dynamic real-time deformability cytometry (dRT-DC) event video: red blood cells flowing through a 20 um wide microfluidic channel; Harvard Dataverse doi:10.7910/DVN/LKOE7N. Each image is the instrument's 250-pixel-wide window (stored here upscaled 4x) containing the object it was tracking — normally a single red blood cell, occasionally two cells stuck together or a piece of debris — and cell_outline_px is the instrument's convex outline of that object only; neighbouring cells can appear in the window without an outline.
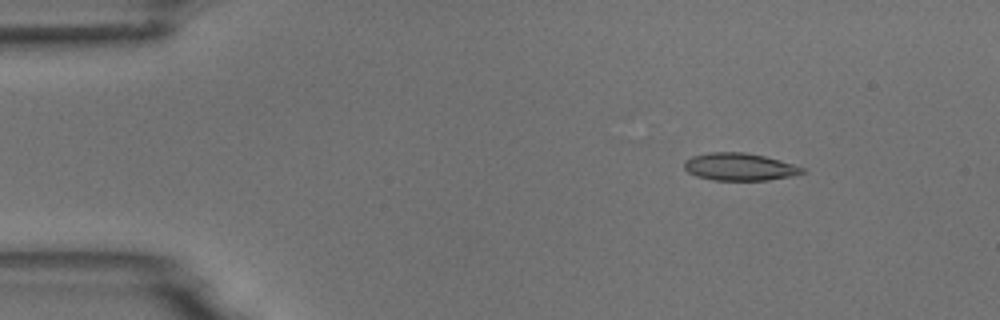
{"species": "common noctule bat (a hibernating species)", "species_latin": "Nyctalus noctula", "temperature_condition": "room temperature", "stored_images_in_passage": 9, "camera_frame_rate_fps": 3000, "um_per_image_px": 0.085, "animal": {"sex": "male", "body_mass_g": 18.8}, "frame": {"image": 1, "passage_image": 1, "time_ms": 0.0, "image_size_px": [1000, 320], "cell_outline_px": [[804, 172], [792, 176], [768, 180], [712, 180], [696, 176], [688, 172], [684, 168], [684, 160], [692, 156], [708, 152], [744, 152], [764, 156], [792, 164], [804, 168]], "centroid_in_image_um": [62.81, 14.18], "position_along_channel_um": 22.2, "area_um2": 18.84}}
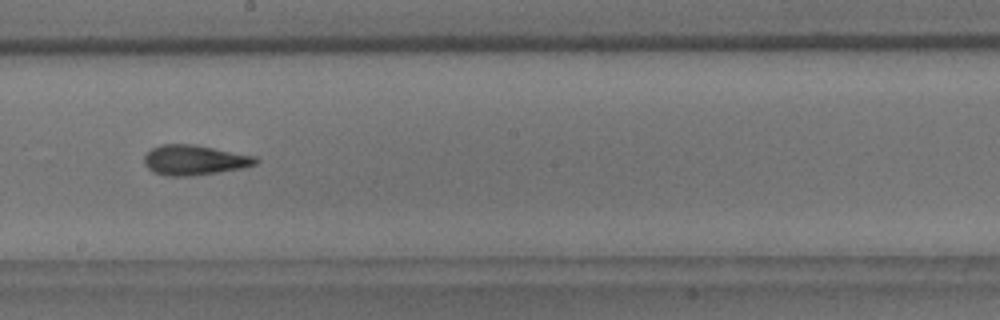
{"frame": {"image": 2, "passage_image": 7, "time_ms": 7.667, "image_size_px": [1000, 320], "cell_outline_px": [[260, 160], [256, 164], [244, 168], [220, 172], [192, 176], [168, 176], [152, 172], [144, 164], [144, 156], [152, 148], [160, 144], [196, 144], [256, 156]], "centroid_in_image_um": [16.55, 13.6], "position_along_channel_um": 231.7, "area_um2": 19.83}}
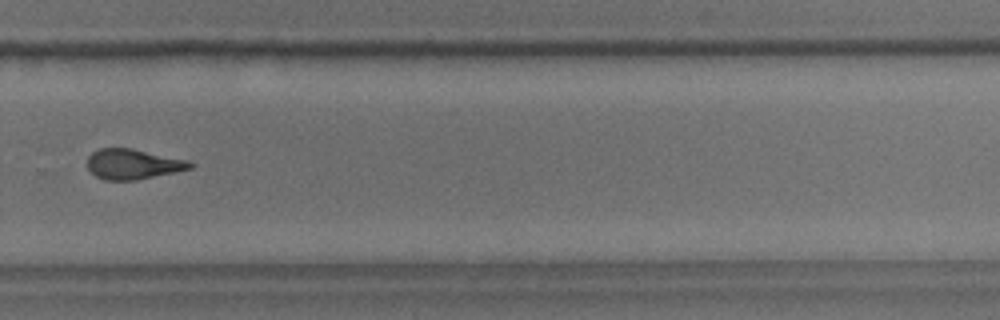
{"frame": {"image": 3, "passage_image": 9, "time_ms": 10.0, "image_size_px": [1000, 320], "cell_outline_px": [[196, 164], [192, 168], [136, 180], [104, 180], [96, 176], [88, 168], [88, 156], [92, 152], [100, 148], [132, 148], [188, 160]], "centroid_in_image_um": [11.31, 13.94], "position_along_channel_um": 318.5, "area_um2": 18.03}}